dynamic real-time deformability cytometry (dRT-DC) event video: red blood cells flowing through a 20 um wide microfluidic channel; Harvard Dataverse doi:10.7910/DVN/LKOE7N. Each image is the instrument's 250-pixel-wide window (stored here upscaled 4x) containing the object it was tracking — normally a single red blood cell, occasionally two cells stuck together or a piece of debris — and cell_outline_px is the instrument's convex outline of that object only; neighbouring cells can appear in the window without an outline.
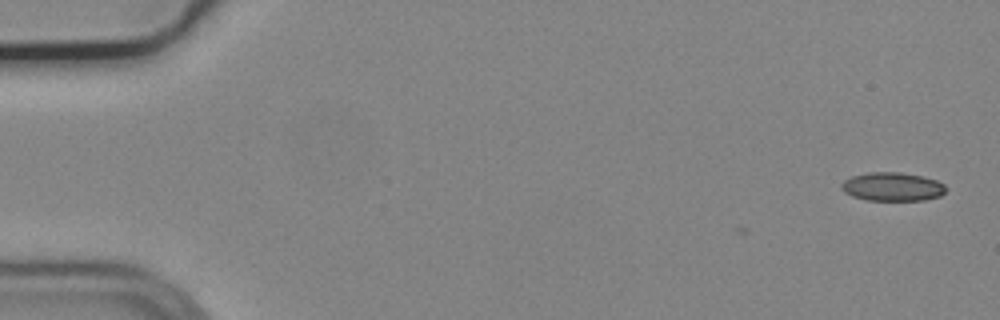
{"species": "common noctule bat (a hibernating species)", "species_latin": "Nyctalus noctula", "temperature_condition": "cold", "stored_images_in_passage": 6, "camera_frame_rate_fps": 3000, "um_per_image_px": 0.085, "animal": {"sex": "male", "body_mass_g": 19.2, "forearm_length_mm": 51.8}, "frame": {"image": 1, "passage_image": 1, "time_ms": 0.0, "image_size_px": [1000, 320], "cell_outline_px": [[944, 192], [940, 196], [924, 200], [864, 200], [852, 196], [844, 192], [840, 188], [840, 184], [844, 180], [852, 176], [868, 172], [900, 172], [924, 176], [936, 180], [944, 184]], "centroid_in_image_um": [75.82, 15.86], "position_along_channel_um": 9.2, "area_um2": 17.51}}
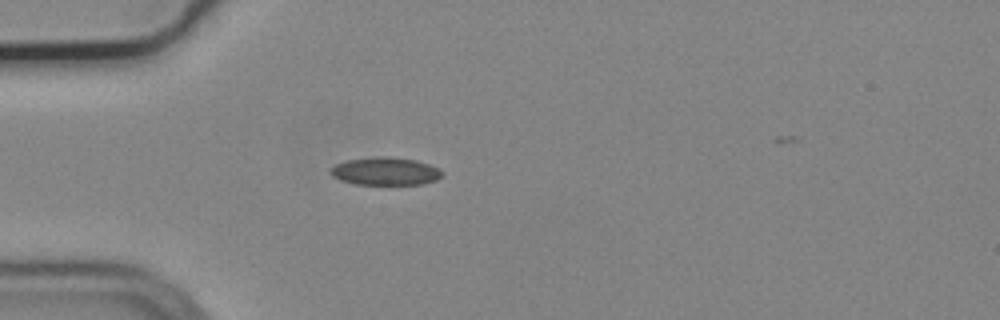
{"frame": {"image": 2, "passage_image": 5, "time_ms": 1.333, "image_size_px": [1000, 320], "cell_outline_px": [[444, 172], [436, 180], [424, 184], [356, 184], [340, 180], [332, 176], [328, 172], [328, 168], [336, 164], [348, 160], [380, 156], [388, 156], [416, 160], [440, 168]], "centroid_in_image_um": [32.74, 14.55], "position_along_channel_um": 52.3, "area_um2": 18.21}}